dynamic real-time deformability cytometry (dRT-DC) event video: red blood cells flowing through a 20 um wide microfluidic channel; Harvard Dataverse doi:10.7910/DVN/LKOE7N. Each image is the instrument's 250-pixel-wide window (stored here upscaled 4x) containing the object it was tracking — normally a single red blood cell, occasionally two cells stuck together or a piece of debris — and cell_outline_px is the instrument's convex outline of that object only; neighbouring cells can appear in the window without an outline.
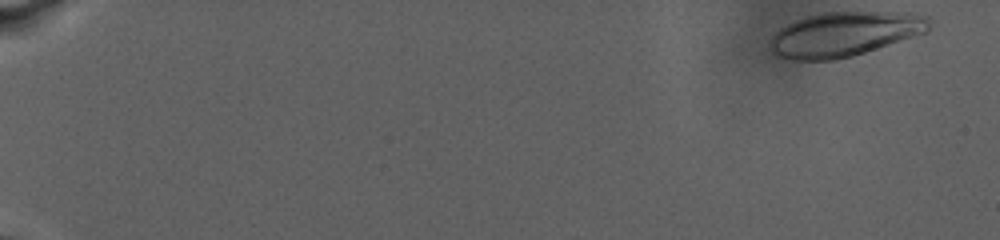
{"species": "human", "species_latin": "Homo sapiens", "temperature_condition": "warm", "stored_images_in_passage": 65, "camera_frame_rate_fps": 3000, "um_per_image_px": 0.085, "donor": {"sex": "male"}, "frame": {"image": 1, "passage_image": 1, "time_ms": 0.0, "image_size_px": [1000, 240], "cell_outline_px": [[928, 28], [924, 32], [852, 56], [836, 60], [792, 60], [776, 56], [768, 48], [768, 44], [772, 36], [780, 28], [796, 20], [808, 16], [824, 12], [912, 12], [928, 16]], "centroid_in_image_um": [71.71, 2.9], "position_along_channel_um": 13.3, "area_um2": 41.04}}
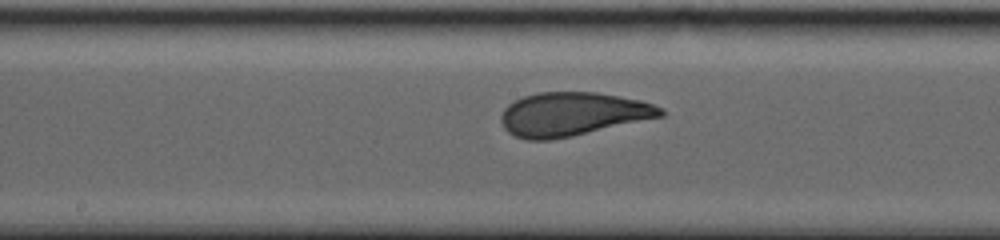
{"frame": {"image": 2, "passage_image": 39, "time_ms": 14.667, "image_size_px": [1000, 240], "cell_outline_px": [[664, 116], [572, 136], [548, 140], [528, 140], [516, 136], [508, 132], [504, 128], [500, 120], [500, 116], [504, 108], [508, 104], [524, 96], [536, 92], [596, 92], [640, 100], [664, 108]], "centroid_in_image_um": [48.65, 9.7], "position_along_channel_um": 199.6, "area_um2": 40.52}}
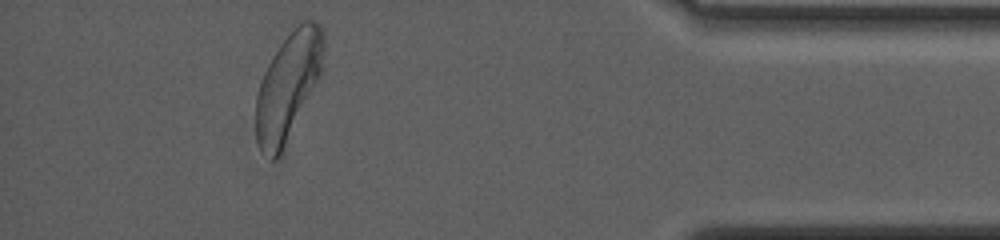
{"frame": {"image": 3, "passage_image": 59, "time_ms": 24.0, "image_size_px": [1000, 240], "cell_outline_px": [[324, 48], [320, 76], [280, 152], [272, 160], [260, 152], [256, 140], [256, 92], [260, 80], [272, 56], [280, 44], [300, 20], [312, 20], [320, 24], [324, 28]], "centroid_in_image_um": [24.47, 7.25], "position_along_channel_um": 410.7, "area_um2": 41.85}, "authors_computed_cell_mechanics": {"area_um2": 40.2866, "velocity_mm_per_s": 2.6513, "shape_relaxation_time_tau1_ms": 5.3156, "shape_relaxation_time_tau2_ms": 1.1272, "deformation_change_tau1": 0.1781, "deformation_change_tau2": 0.0657}}